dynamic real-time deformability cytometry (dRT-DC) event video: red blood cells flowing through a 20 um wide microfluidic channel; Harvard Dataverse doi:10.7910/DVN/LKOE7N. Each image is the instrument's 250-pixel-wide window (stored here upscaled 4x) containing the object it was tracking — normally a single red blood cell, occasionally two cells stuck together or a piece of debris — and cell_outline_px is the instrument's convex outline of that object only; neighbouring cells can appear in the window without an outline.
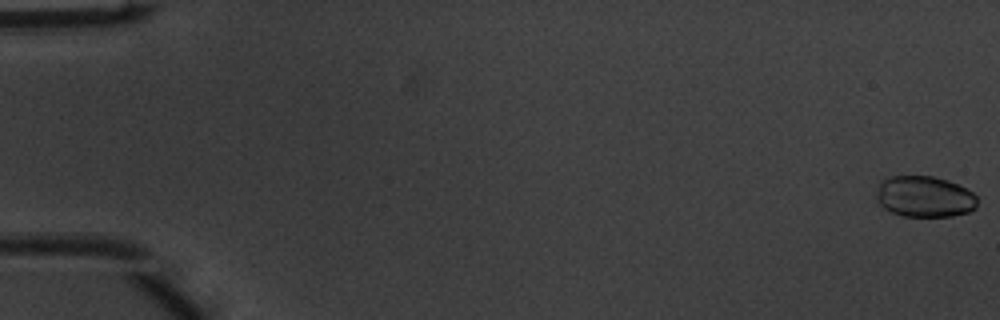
{"species": "common noctule bat (a hibernating species)", "species_latin": "Nyctalus noctula", "temperature_condition": "warm", "stored_images_in_passage": 51, "camera_frame_rate_fps": 3000, "um_per_image_px": 0.085, "animal": {"sex": "male", "body_mass_g": 20.1, "forearm_length_mm": 53.5}, "frame": {"image": 1, "passage_image": 1, "time_ms": 0.0, "image_size_px": [1000, 320], "cell_outline_px": [[976, 208], [968, 212], [952, 216], [904, 216], [892, 212], [884, 208], [876, 200], [876, 188], [880, 180], [892, 176], [932, 176], [948, 180], [972, 192], [976, 196]], "centroid_in_image_um": [78.54, 16.71], "position_along_channel_um": 6.5, "area_um2": 24.22}}
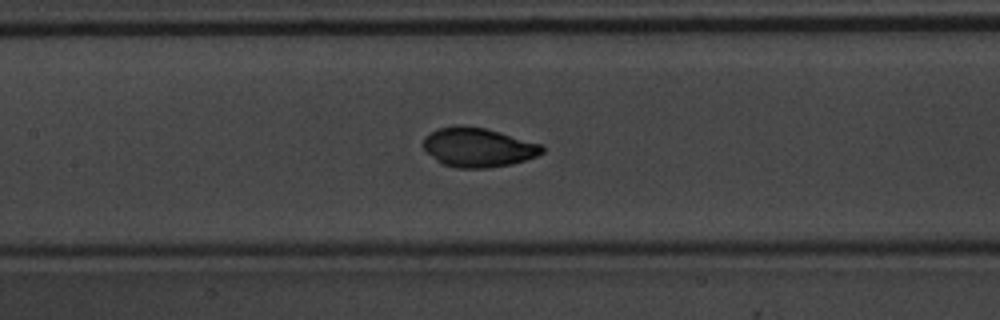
{"frame": {"image": 2, "passage_image": 25, "time_ms": 8.0, "image_size_px": [1000, 320], "cell_outline_px": [[544, 152], [536, 156], [512, 164], [488, 168], [456, 168], [444, 164], [436, 160], [424, 148], [424, 136], [440, 128], [460, 124], [464, 124], [484, 128], [500, 132], [544, 144]], "centroid_in_image_um": [40.67, 12.52], "position_along_channel_um": 166.7, "area_um2": 27.22}}
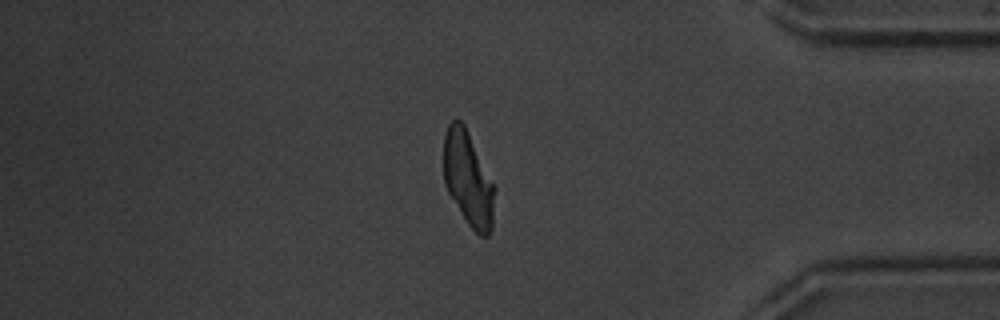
{"frame": {"image": 3, "passage_image": 44, "time_ms": 14.333, "image_size_px": [1000, 320], "cell_outline_px": [[496, 188], [492, 228], [488, 236], [480, 236], [468, 224], [448, 192], [444, 184], [444, 136], [448, 124], [456, 116], [464, 124]], "centroid_in_image_um": [39.8, 15.19], "position_along_channel_um": 395.4, "area_um2": 28.09}, "authors_computed_cell_mechanics": {"area_um2": 26.9348, "velocity_mm_per_s": 4.0167, "shape_relaxation_time_tau1_ms": 1.5668, "shape_relaxation_time_tau2_ms": null, "deformation_change_tau1": 0.0376, "deformation_change_tau2": null}}